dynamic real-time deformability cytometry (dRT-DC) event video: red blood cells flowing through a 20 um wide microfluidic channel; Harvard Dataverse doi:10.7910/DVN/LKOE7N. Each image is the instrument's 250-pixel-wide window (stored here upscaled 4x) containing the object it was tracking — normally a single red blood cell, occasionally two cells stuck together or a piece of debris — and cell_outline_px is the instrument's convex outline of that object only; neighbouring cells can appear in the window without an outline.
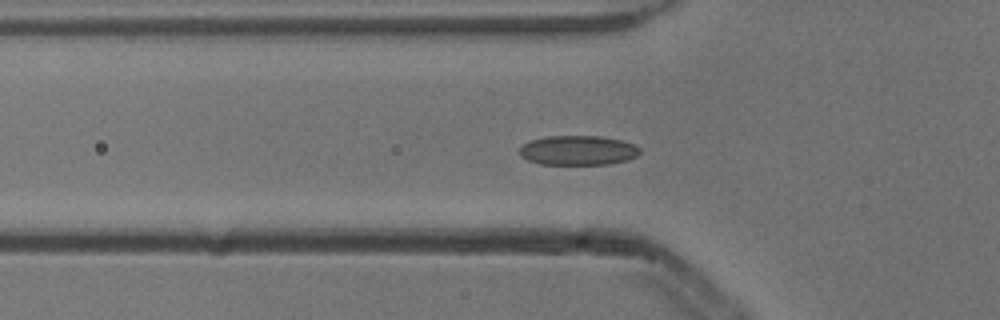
{"species": "common noctule bat (a hibernating species)", "species_latin": "Nyctalus noctula", "temperature_condition": "cold", "stored_images_in_passage": 6, "camera_frame_rate_fps": 3000, "um_per_image_px": 0.085, "animal": {"sex": "male", "body_mass_g": 13.3}, "frame": {"image": 1, "passage_image": 5, "time_ms": 1.333, "image_size_px": [1000, 320], "cell_outline_px": [[640, 152], [636, 156], [628, 160], [608, 164], [540, 164], [528, 160], [520, 156], [520, 148], [524, 144], [532, 140], [548, 136], [600, 136], [620, 140], [632, 144], [640, 148]], "centroid_in_image_um": [49.13, 12.78], "position_along_channel_um": 76.7, "area_um2": 20.58}}
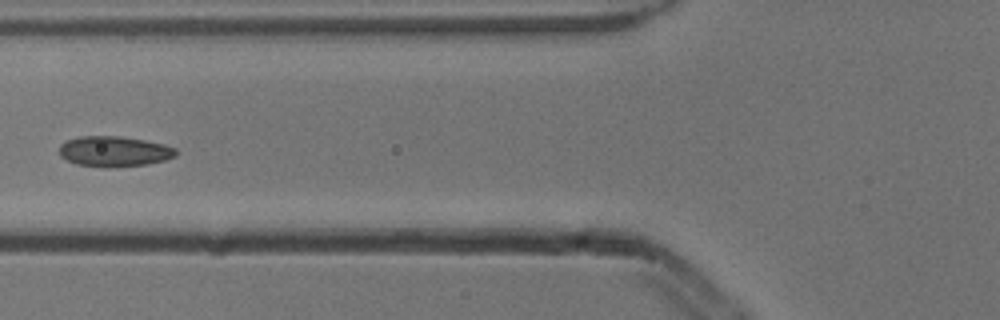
{"frame": {"image": 2, "passage_image": 6, "time_ms": 1.667, "image_size_px": [1000, 320], "cell_outline_px": [[176, 156], [164, 160], [148, 164], [112, 168], [108, 168], [76, 164], [60, 156], [60, 144], [68, 140], [80, 136], [120, 136], [144, 140], [164, 144], [176, 148]], "centroid_in_image_um": [9.72, 12.88], "position_along_channel_um": 116.1, "area_um2": 20.75}}